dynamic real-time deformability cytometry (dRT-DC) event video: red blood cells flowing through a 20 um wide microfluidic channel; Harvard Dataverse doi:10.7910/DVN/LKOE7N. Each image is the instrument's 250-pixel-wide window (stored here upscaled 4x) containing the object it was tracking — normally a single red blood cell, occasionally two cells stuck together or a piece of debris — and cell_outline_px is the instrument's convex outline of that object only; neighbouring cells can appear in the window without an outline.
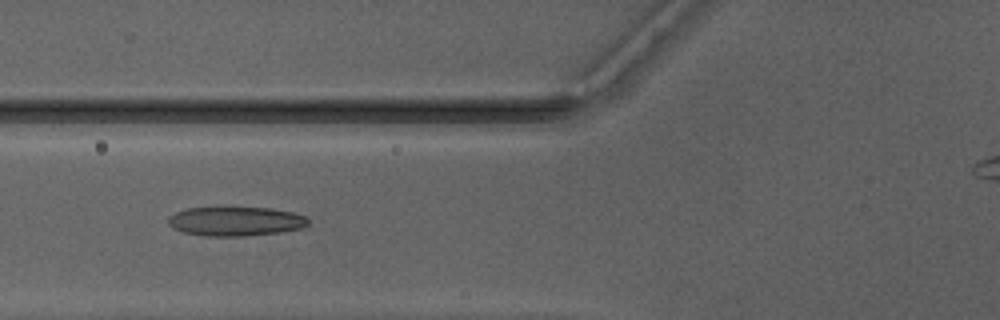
{"species": "Egyptian fruit bat (a non-hibernating species)", "species_latin": "Rousettus aegyptiacus", "temperature_condition": "warm", "stored_images_in_passage": 48, "camera_frame_rate_fps": 3000, "um_per_image_px": 0.085, "animal": {"sex": "male"}, "frame": {"image": 1, "passage_image": 21, "time_ms": 6.667, "image_size_px": [1000, 320], "cell_outline_px": [[308, 224], [304, 228], [280, 232], [244, 236], [204, 236], [184, 232], [172, 228], [168, 224], [168, 216], [184, 208], [272, 208], [292, 212], [304, 216], [308, 220]], "centroid_in_image_um": [20.01, 18.82], "position_along_channel_um": 105.8, "area_um2": 23.81}}
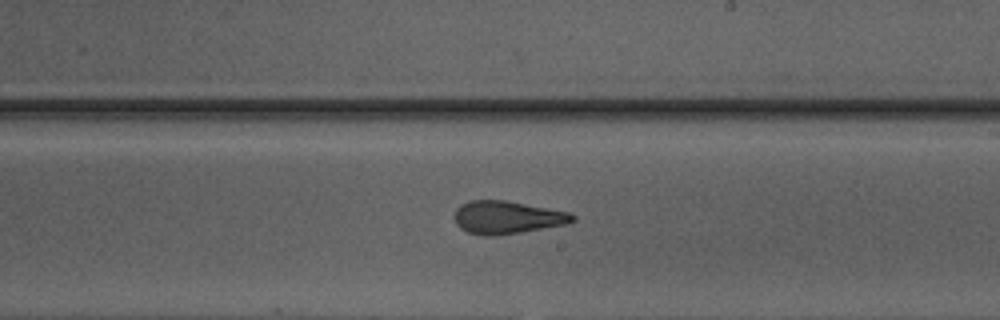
{"frame": {"image": 2, "passage_image": 31, "time_ms": 10.0, "image_size_px": [1000, 320], "cell_outline_px": [[576, 220], [568, 224], [520, 232], [492, 236], [484, 236], [468, 232], [460, 228], [456, 224], [456, 208], [460, 204], [472, 200], [504, 200], [568, 212], [576, 216]], "centroid_in_image_um": [43.11, 18.48], "position_along_channel_um": 245.9, "area_um2": 22.43}}
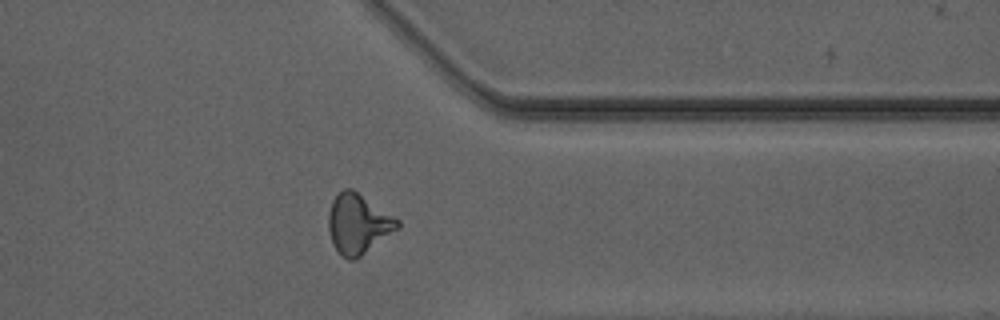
{"frame": {"image": 3, "passage_image": 41, "time_ms": 13.333, "image_size_px": [1000, 320], "cell_outline_px": [[400, 228], [356, 260], [348, 260], [340, 256], [332, 244], [328, 228], [328, 212], [332, 200], [344, 188], [352, 188], [400, 220]], "centroid_in_image_um": [30.44, 19.06], "position_along_channel_um": 381.0, "area_um2": 24.39}, "authors_computed_cell_mechanics": {"area_um2": 22.8888, "velocity_mm_per_s": 4.201, "shape_relaxation_time_tau1_ms": null, "shape_relaxation_time_tau2_ms": 2.0224, "deformation_change_tau1": null, "deformation_change_tau2": 0.1228}}